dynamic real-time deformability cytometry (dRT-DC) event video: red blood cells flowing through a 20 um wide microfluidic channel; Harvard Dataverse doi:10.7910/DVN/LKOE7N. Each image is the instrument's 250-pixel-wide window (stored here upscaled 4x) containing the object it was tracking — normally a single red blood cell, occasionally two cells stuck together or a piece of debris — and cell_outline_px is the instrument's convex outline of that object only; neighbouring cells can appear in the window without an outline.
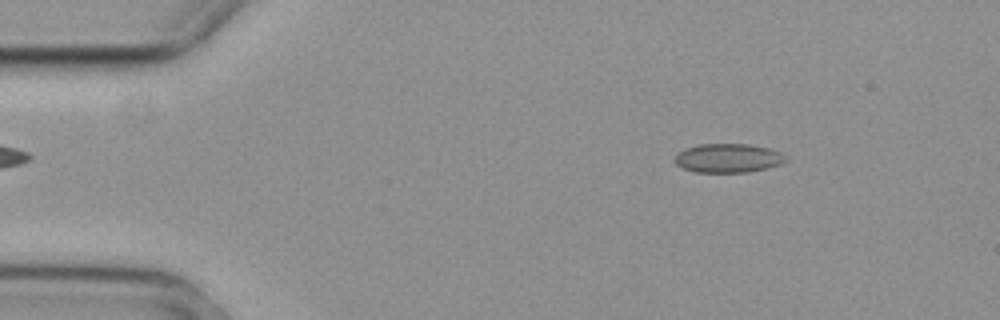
{"species": "common noctule bat (a hibernating species)", "species_latin": "Nyctalus noctula", "temperature_condition": "cold", "stored_images_in_passage": 4, "camera_frame_rate_fps": 3000, "um_per_image_px": 0.085, "animal": {"sex": "female", "body_mass_g": 29.2, "forearm_length_mm": 56.3}, "frame": {"image": 1, "passage_image": 2, "time_ms": 0.333, "image_size_px": [1000, 320], "cell_outline_px": [[788, 160], [780, 164], [768, 168], [748, 172], [696, 172], [684, 168], [676, 164], [672, 160], [676, 152], [684, 148], [696, 144], [748, 144], [772, 148], [788, 156]], "centroid_in_image_um": [61.88, 13.43], "position_along_channel_um": 23.1, "area_um2": 19.13}}